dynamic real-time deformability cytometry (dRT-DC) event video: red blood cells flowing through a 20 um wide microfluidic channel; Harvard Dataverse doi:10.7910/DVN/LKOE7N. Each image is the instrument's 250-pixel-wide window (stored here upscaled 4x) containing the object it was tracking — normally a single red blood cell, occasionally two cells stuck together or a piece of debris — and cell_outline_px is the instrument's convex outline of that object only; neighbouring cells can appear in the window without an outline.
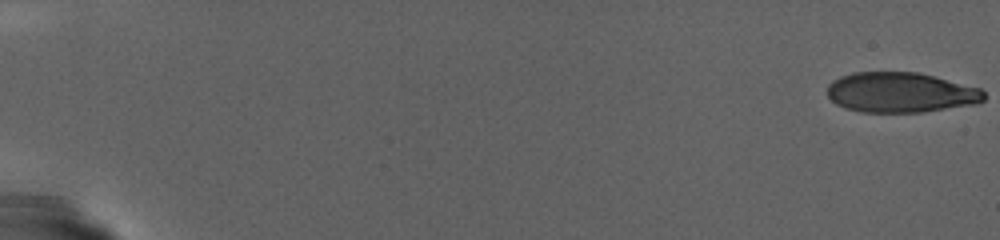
{"species": "human", "species_latin": "Homo sapiens", "temperature_condition": "warm", "stored_images_in_passage": 87, "camera_frame_rate_fps": 3000, "um_per_image_px": 0.085, "donor": {"sex": "female"}, "frame": {"image": 1, "passage_image": 1, "time_ms": 0.0, "image_size_px": [1000, 240], "cell_outline_px": [[984, 100], [976, 104], [920, 112], [860, 112], [844, 108], [836, 104], [828, 96], [828, 84], [832, 80], [840, 76], [852, 72], [916, 72], [980, 88], [984, 92]], "centroid_in_image_um": [76.51, 7.86], "position_along_channel_um": 8.5, "area_um2": 36.59}}
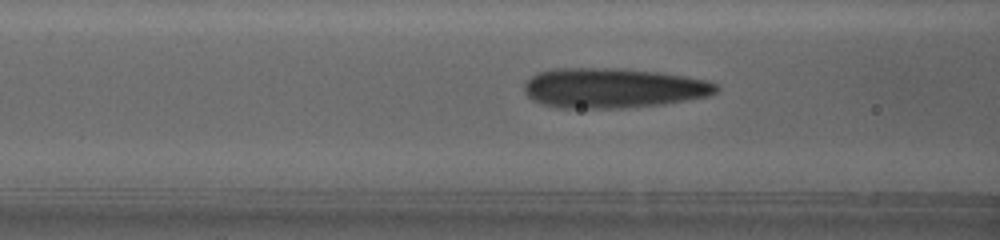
{"frame": {"image": 2, "passage_image": 42, "time_ms": 13.667, "image_size_px": [1000, 240], "cell_outline_px": [[720, 88], [716, 92], [708, 96], [664, 104], [624, 108], [556, 108], [540, 104], [532, 100], [524, 92], [524, 84], [536, 72], [552, 68], [620, 68], [656, 72], [684, 76], [708, 80], [716, 84]], "centroid_in_image_um": [52.07, 7.48], "position_along_channel_um": 114.5, "area_um2": 45.03}}
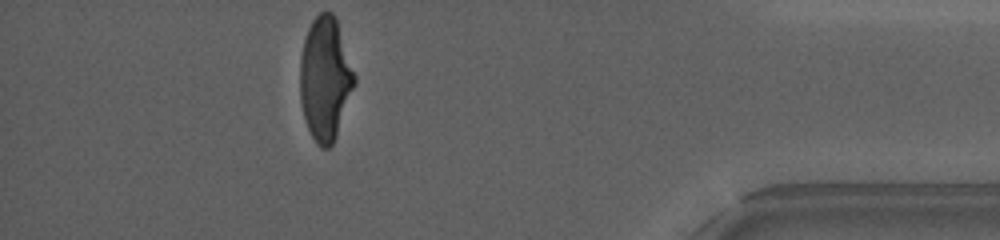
{"frame": {"image": 3, "passage_image": 87, "time_ms": 28.667, "image_size_px": [1000, 240], "cell_outline_px": [[356, 84], [336, 136], [332, 144], [328, 148], [324, 148], [316, 144], [308, 128], [304, 116], [300, 100], [300, 56], [304, 40], [316, 16], [320, 12], [332, 12], [336, 20], [356, 76]], "centroid_in_image_um": [27.65, 6.73], "position_along_channel_um": 407.6, "area_um2": 38.73}}